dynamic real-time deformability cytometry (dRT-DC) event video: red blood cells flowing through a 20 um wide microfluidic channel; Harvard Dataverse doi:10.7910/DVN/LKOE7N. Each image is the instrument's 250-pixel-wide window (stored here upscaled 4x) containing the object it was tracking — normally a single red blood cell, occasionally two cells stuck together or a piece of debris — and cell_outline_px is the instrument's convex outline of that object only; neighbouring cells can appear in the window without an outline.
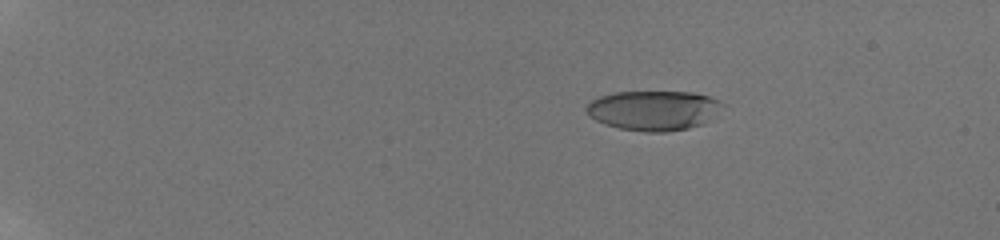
{"species": "human", "species_latin": "Homo sapiens", "temperature_condition": "room temperature", "stored_images_in_passage": 104, "camera_frame_rate_fps": 3000, "um_per_image_px": 0.085, "donor": {"sex": "male"}, "frame": {"image": 1, "passage_image": 8, "time_ms": 1.0, "image_size_px": [1000, 240], "cell_outline_px": [[724, 104], [704, 124], [688, 128], [668, 132], [644, 132], [620, 128], [604, 124], [588, 116], [584, 108], [592, 100], [600, 96], [616, 92], [692, 92], [708, 96], [720, 100]], "centroid_in_image_um": [55.53, 9.39], "position_along_channel_um": 29.5, "area_um2": 31.56}}
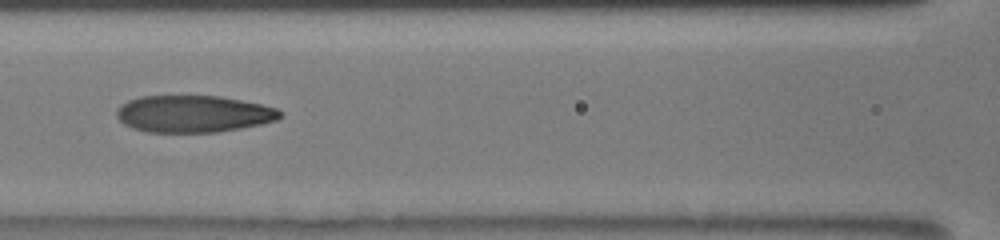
{"frame": {"image": 2, "passage_image": 45, "time_ms": 7.333, "image_size_px": [1000, 240], "cell_outline_px": [[284, 116], [276, 120], [260, 124], [240, 128], [216, 132], [148, 132], [132, 128], [124, 124], [116, 116], [116, 112], [120, 104], [128, 100], [140, 96], [220, 96], [260, 104], [276, 108]], "centroid_in_image_um": [16.41, 9.68], "position_along_channel_um": 150.2, "area_um2": 35.14}}
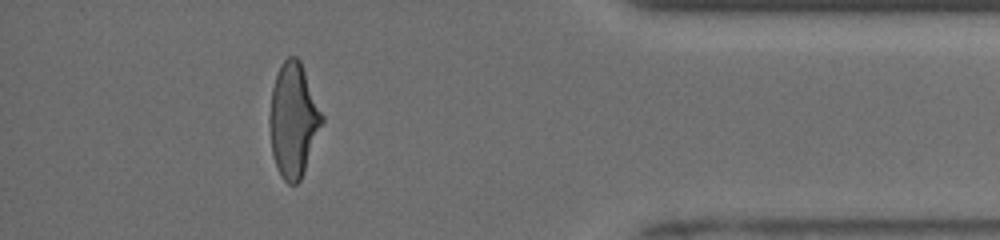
{"frame": {"image": 3, "passage_image": 94, "time_ms": 14.667, "image_size_px": [1000, 240], "cell_outline_px": [[324, 120], [300, 180], [296, 184], [288, 184], [280, 176], [272, 152], [268, 124], [268, 116], [272, 88], [280, 64], [288, 56], [296, 56], [300, 60], [324, 116]], "centroid_in_image_um": [24.92, 10.18], "position_along_channel_um": 410.3, "area_um2": 34.8}, "authors_computed_cell_mechanics": {"area_um2": 35.1424, "velocity_mm_per_s": 3.9188, "shape_relaxation_time_tau1_ms": 3.7376, "shape_relaxation_time_tau2_ms": 1.3926, "deformation_change_tau1": 0.1972, "deformation_change_tau2": 0.0979}}